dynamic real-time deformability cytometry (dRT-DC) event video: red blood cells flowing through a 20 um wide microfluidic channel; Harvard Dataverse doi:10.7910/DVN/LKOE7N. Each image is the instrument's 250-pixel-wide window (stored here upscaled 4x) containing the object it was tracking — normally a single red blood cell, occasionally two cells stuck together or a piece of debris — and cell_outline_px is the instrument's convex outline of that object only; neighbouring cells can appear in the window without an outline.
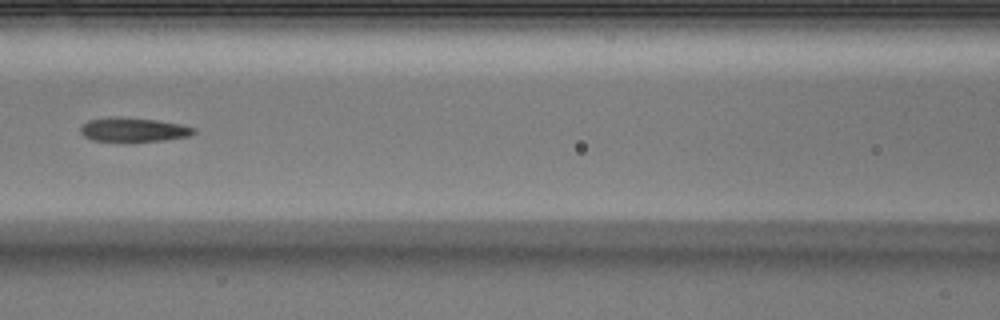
{"species": "Egyptian fruit bat (a non-hibernating species)", "species_latin": "Rousettus aegyptiacus", "temperature_condition": "warm", "stored_images_in_passage": 6, "segment_of_instrument_passage": [2, 2], "camera_frame_rate_fps": 3000, "um_per_image_px": 0.085, "animal": {"sex": "male"}, "frame": {"image": 1, "passage_image": 6, "time_ms": 1.667, "image_size_px": [1000, 320], "cell_outline_px": [[196, 132], [188, 136], [164, 140], [92, 140], [84, 136], [80, 132], [80, 128], [88, 120], [116, 116], [120, 116], [156, 120], [180, 124], [196, 128]], "centroid_in_image_um": [11.35, 11.0], "position_along_channel_um": 155.3, "area_um2": 15.55}}